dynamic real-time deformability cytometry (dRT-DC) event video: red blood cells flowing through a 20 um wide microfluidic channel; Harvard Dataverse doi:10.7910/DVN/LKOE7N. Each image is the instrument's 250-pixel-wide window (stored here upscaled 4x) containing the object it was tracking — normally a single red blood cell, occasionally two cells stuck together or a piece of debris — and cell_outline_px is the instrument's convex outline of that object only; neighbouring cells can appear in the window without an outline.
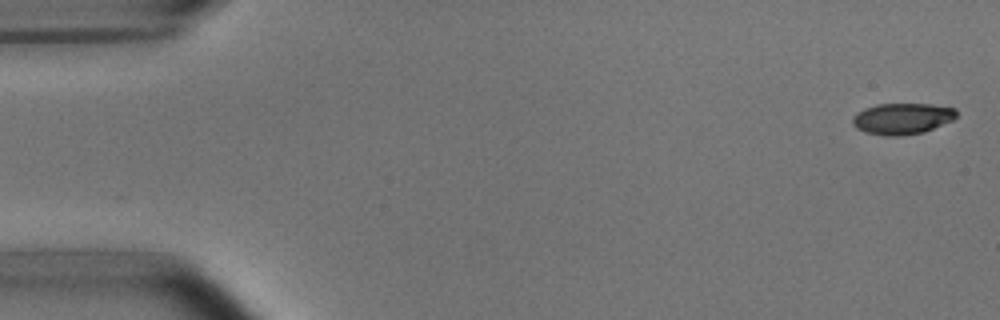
{"species": "common noctule bat (a hibernating species)", "species_latin": "Nyctalus noctula", "temperature_condition": "room temperature", "stored_images_in_passage": 52, "camera_frame_rate_fps": 3000, "um_per_image_px": 0.085, "animal": {"sex": "male", "body_mass_g": 15.6}, "frame": {"image": 1, "passage_image": 1, "time_ms": 0.0, "image_size_px": [1000, 320], "cell_outline_px": [[956, 116], [952, 120], [924, 132], [900, 136], [884, 136], [868, 132], [856, 128], [852, 124], [852, 116], [856, 112], [864, 108], [876, 104], [928, 104], [956, 108]], "centroid_in_image_um": [76.65, 10.08], "position_along_channel_um": 8.3, "area_um2": 18.9}}
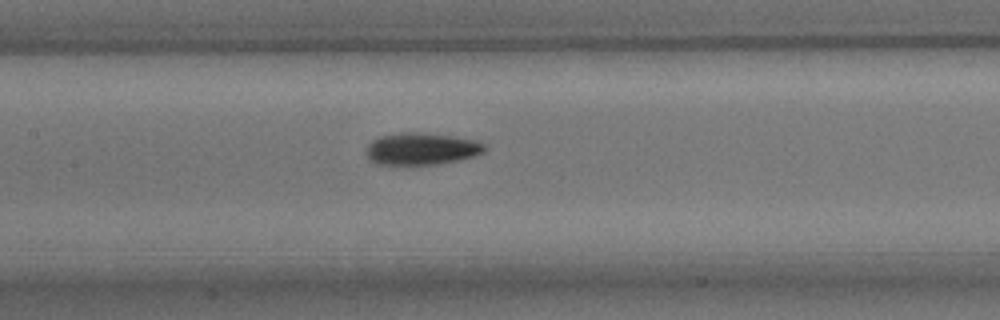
{"frame": {"image": 2, "passage_image": 24, "time_ms": 7.667, "image_size_px": [1000, 320], "cell_outline_px": [[484, 152], [472, 156], [456, 160], [436, 164], [376, 164], [368, 156], [368, 144], [372, 140], [380, 136], [400, 132], [420, 132], [452, 136], [472, 140], [484, 144]], "centroid_in_image_um": [35.79, 12.63], "position_along_channel_um": 171.6, "area_um2": 21.62}}
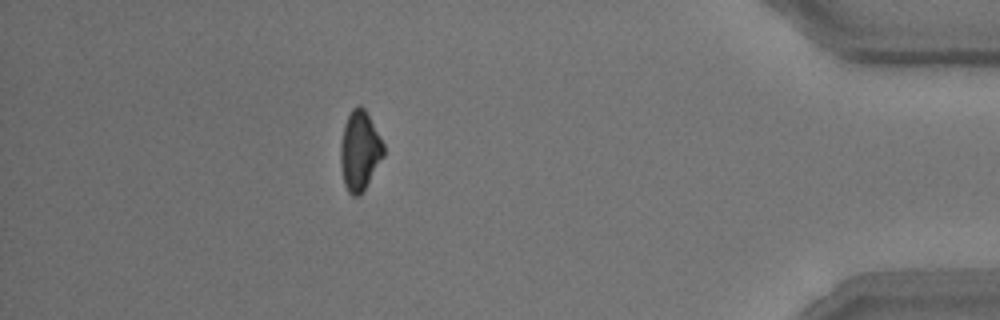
{"frame": {"image": 3, "passage_image": 46, "time_ms": 15.0, "image_size_px": [1000, 320], "cell_outline_px": [[384, 156], [360, 196], [352, 196], [348, 192], [344, 184], [340, 168], [340, 144], [344, 124], [352, 108], [356, 104], [360, 104], [364, 108], [384, 144]], "centroid_in_image_um": [30.55, 12.82], "position_along_channel_um": 404.6, "area_um2": 20.06}, "authors_computed_cell_mechanics": {"area_um2": 20.4901, "velocity_mm_per_s": 3.8224, "shape_relaxation_time_tau1_ms": 3.3988, "shape_relaxation_time_tau2_ms": 6.6432, "deformation_change_tau1": 0.1287, "deformation_change_tau2": 0.1342}}